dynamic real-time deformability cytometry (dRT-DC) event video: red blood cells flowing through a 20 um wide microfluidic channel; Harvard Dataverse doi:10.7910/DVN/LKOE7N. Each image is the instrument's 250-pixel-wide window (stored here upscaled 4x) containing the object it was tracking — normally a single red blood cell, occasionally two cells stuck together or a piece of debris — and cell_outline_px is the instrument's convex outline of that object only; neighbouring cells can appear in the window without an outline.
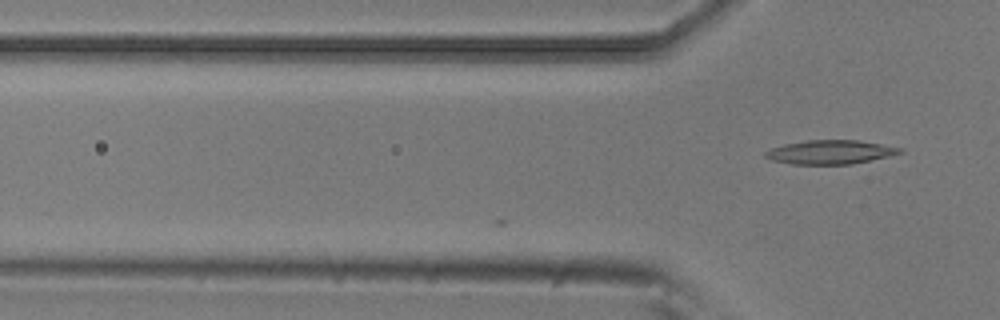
{"species": "common noctule bat (a hibernating species)", "species_latin": "Nyctalus noctula", "temperature_condition": "room temperature", "stored_images_in_passage": 8, "camera_frame_rate_fps": 3000, "um_per_image_px": 0.085, "animal": {"sex": "male", "body_mass_g": 20.5, "forearm_length_mm": 52.5}, "frame": {"image": 1, "passage_image": 8, "time_ms": 2.333, "image_size_px": [1000, 320], "cell_outline_px": [[904, 152], [888, 156], [852, 164], [792, 164], [772, 160], [764, 156], [764, 152], [772, 148], [784, 144], [808, 140], [860, 140], [904, 148]], "centroid_in_image_um": [70.6, 12.92], "position_along_channel_um": 55.2, "area_um2": 18.73}}